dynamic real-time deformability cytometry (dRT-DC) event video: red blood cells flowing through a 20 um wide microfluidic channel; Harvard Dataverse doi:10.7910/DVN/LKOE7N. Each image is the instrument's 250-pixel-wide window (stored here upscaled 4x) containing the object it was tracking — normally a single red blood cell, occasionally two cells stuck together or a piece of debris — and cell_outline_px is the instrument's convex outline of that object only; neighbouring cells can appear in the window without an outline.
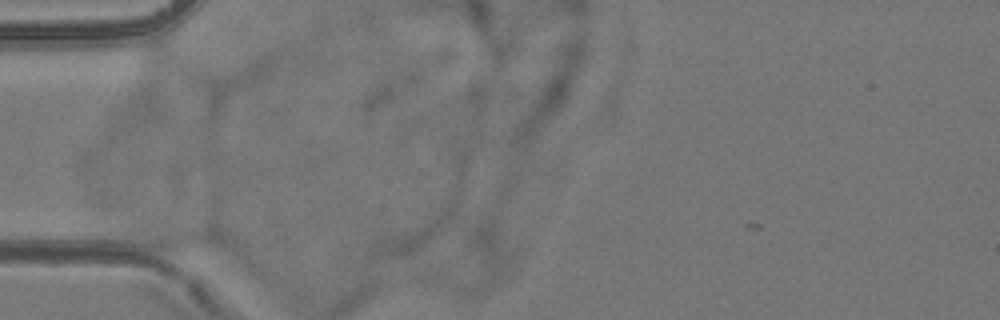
{"species": "common noctule bat (a hibernating species)", "species_latin": "Nyctalus noctula", "temperature_condition": "room temperature", "stored_images_in_passage": 7, "camera_frame_rate_fps": 3000, "um_per_image_px": 0.085, "animal": {"sex": "female", "body_mass_g": 24.6, "forearm_length_mm": 56.2}, "frame": {"image": 1, "passage_image": 2, "time_ms": 0.333, "image_size_px": [1000, 320], "cell_outline_px": [[224, 244], [220, 248], [176, 252], [152, 248], [144, 244], [140, 232], [140, 228], [208, 228], [216, 232], [224, 240]], "centroid_in_image_um": [15.42, 20.31], "position_along_channel_um": 69.6, "area_um2": 12.08}}